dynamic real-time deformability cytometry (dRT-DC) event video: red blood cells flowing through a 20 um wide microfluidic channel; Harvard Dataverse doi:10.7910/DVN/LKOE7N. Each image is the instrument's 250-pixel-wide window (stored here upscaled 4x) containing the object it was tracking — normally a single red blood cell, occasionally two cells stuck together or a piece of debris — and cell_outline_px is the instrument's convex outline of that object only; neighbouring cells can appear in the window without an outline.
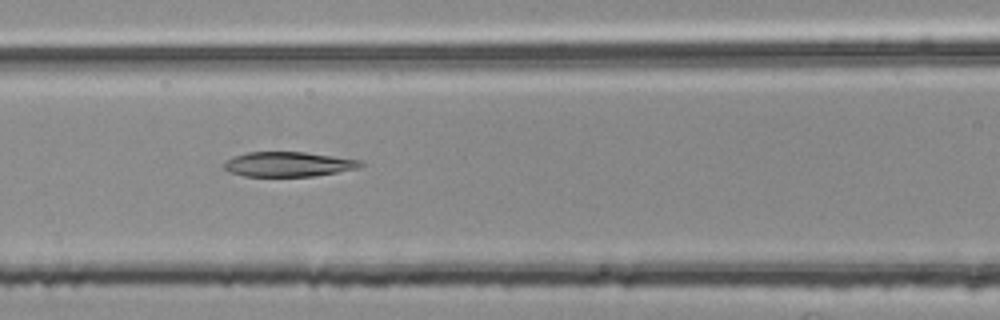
{"species": "common noctule bat (a hibernating species)", "species_latin": "Nyctalus noctula", "temperature_condition": "room temperature", "stored_images_in_passage": 39, "camera_frame_rate_fps": 3000, "um_per_image_px": 0.085, "animal": {"sex": "female", "body_mass_g": 25.1}, "frame": {"image": 1, "passage_image": 10, "time_ms": 3.0, "image_size_px": [1000, 320], "cell_outline_px": [[364, 164], [360, 168], [312, 176], [244, 176], [232, 172], [224, 168], [224, 164], [232, 156], [248, 152], [304, 152], [360, 160]], "centroid_in_image_um": [24.52, 13.95], "position_along_channel_um": 142.1, "area_um2": 19.48}}
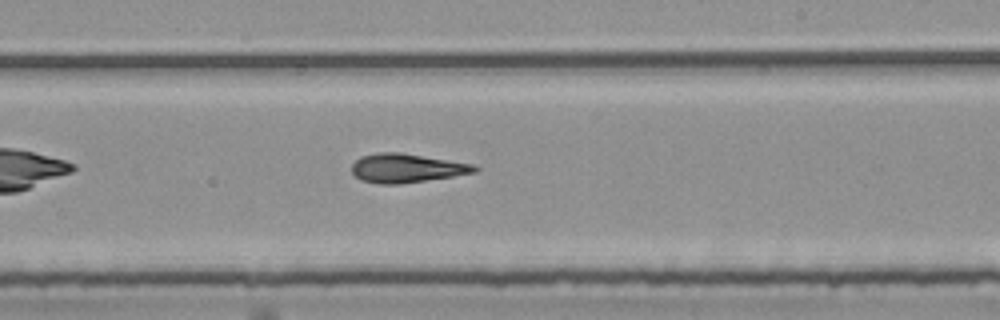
{"frame": {"image": 2, "passage_image": 19, "time_ms": 6.0, "image_size_px": [1000, 320], "cell_outline_px": [[480, 168], [476, 172], [452, 176], [400, 184], [380, 184], [360, 180], [352, 172], [352, 164], [360, 156], [380, 152], [400, 152], [472, 164]], "centroid_in_image_um": [34.52, 14.29], "position_along_channel_um": 254.5, "area_um2": 20.52}}
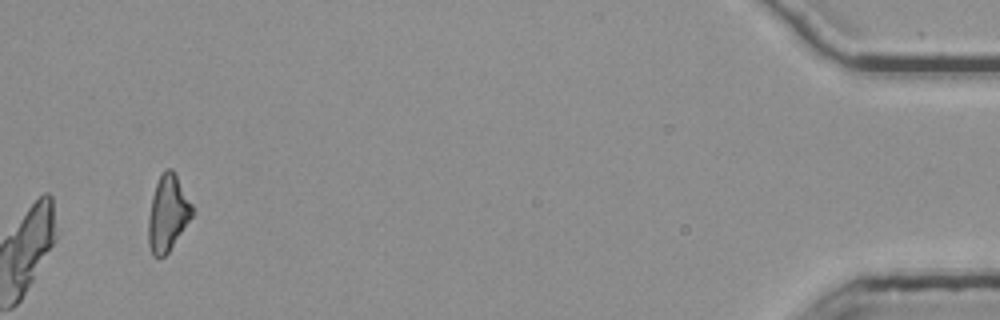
{"frame": {"image": 3, "passage_image": 39, "time_ms": 12.667, "image_size_px": [1000, 320], "cell_outline_px": [[192, 216], [168, 252], [164, 256], [152, 256], [148, 244], [148, 216], [152, 196], [156, 184], [160, 176], [168, 168], [172, 168], [192, 204]], "centroid_in_image_um": [14.23, 18.14], "position_along_channel_um": 421.0, "area_um2": 19.02}, "authors_computed_cell_mechanics": {"area_um2": 20.1722, "velocity_mm_per_s": 3.747, "shape_relaxation_time_tau1_ms": null, "shape_relaxation_time_tau2_ms": 5.0534, "deformation_change_tau1": null, "deformation_change_tau2": 0.1552}}